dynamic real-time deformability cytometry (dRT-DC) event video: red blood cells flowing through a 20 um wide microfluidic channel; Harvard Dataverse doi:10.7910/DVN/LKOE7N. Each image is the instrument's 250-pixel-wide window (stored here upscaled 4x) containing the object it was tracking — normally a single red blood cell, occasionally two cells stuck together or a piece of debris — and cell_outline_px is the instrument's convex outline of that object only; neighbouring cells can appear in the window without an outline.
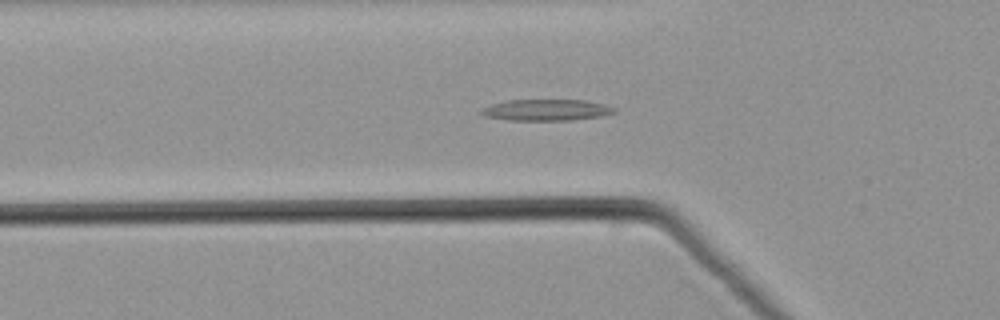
{"species": "common noctule bat (a hibernating species)", "species_latin": "Nyctalus noctula", "temperature_condition": "warm", "stored_images_in_passage": 52, "camera_frame_rate_fps": 3000, "um_per_image_px": 0.085, "animal": {"sex": "male", "body_mass_g": 21.5, "forearm_length_mm": 52.0}, "frame": {"image": 1, "passage_image": 17, "time_ms": 5.333, "image_size_px": [1000, 320], "cell_outline_px": [[616, 112], [604, 116], [572, 120], [508, 120], [484, 116], [480, 112], [480, 108], [492, 104], [508, 100], [584, 100], [604, 104], [616, 108]], "centroid_in_image_um": [46.45, 9.35], "position_along_channel_um": 79.3, "area_um2": 16.59}}
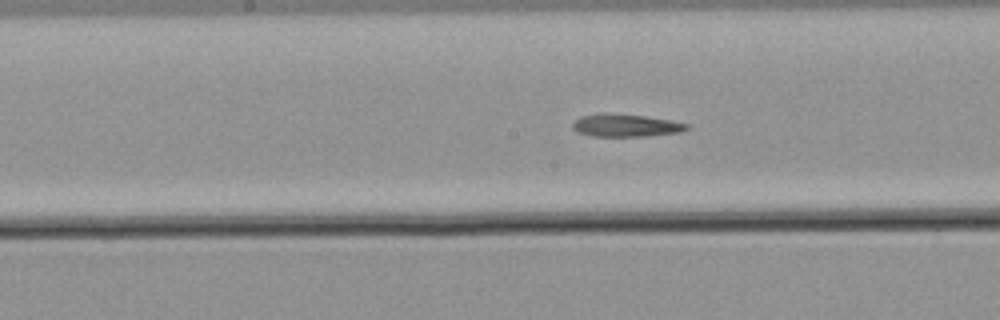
{"frame": {"image": 2, "passage_image": 26, "time_ms": 8.333, "image_size_px": [1000, 320], "cell_outline_px": [[688, 128], [680, 132], [644, 136], [592, 136], [576, 132], [572, 128], [572, 124], [580, 116], [604, 112], [644, 116], [672, 120], [688, 124]], "centroid_in_image_um": [53.14, 10.65], "position_along_channel_um": 195.1, "area_um2": 15.09}}
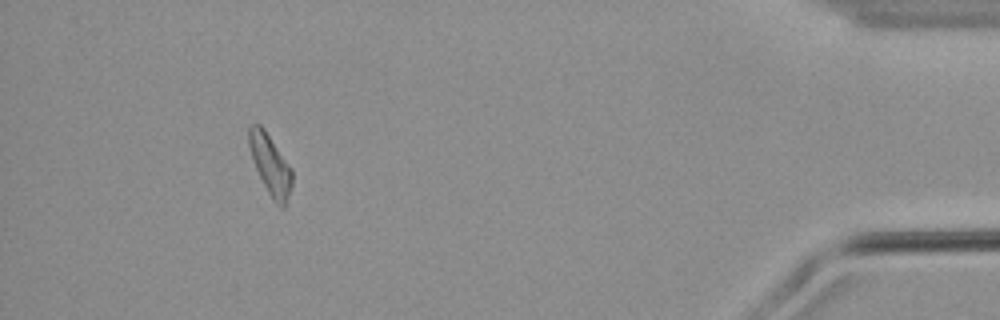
{"frame": {"image": 3, "passage_image": 48, "time_ms": 15.667, "image_size_px": [1000, 320], "cell_outline_px": [[292, 184], [284, 208], [280, 208], [272, 200], [256, 168], [248, 144], [248, 124], [260, 124], [264, 128], [292, 168]], "centroid_in_image_um": [22.98, 13.98], "position_along_channel_um": 412.2, "area_um2": 15.09}}